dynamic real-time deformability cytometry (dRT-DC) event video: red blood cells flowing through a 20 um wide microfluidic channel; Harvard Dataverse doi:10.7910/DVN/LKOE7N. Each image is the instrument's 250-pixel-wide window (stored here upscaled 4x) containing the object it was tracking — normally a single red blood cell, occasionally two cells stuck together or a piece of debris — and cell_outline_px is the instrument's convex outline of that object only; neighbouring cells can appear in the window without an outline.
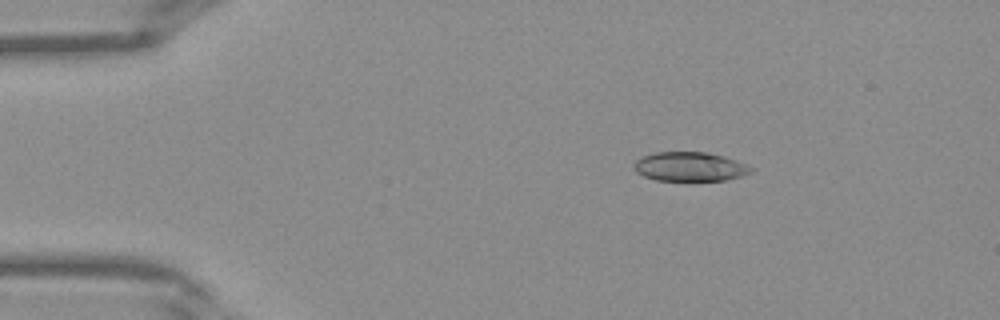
{"species": "Egyptian fruit bat (a non-hibernating species)", "species_latin": "Rousettus aegyptiacus", "temperature_condition": "warm", "stored_images_in_passage": 41, "camera_frame_rate_fps": 3000, "um_per_image_px": 0.085, "frame": {"image": 1, "passage_image": 7, "time_ms": 2.0, "image_size_px": [1000, 320], "cell_outline_px": [[752, 172], [740, 176], [724, 180], [656, 180], [644, 176], [636, 172], [632, 164], [636, 160], [644, 156], [656, 152], [704, 152], [724, 156], [736, 160], [752, 168]], "centroid_in_image_um": [58.6, 14.16], "position_along_channel_um": 26.4, "area_um2": 19.65}}
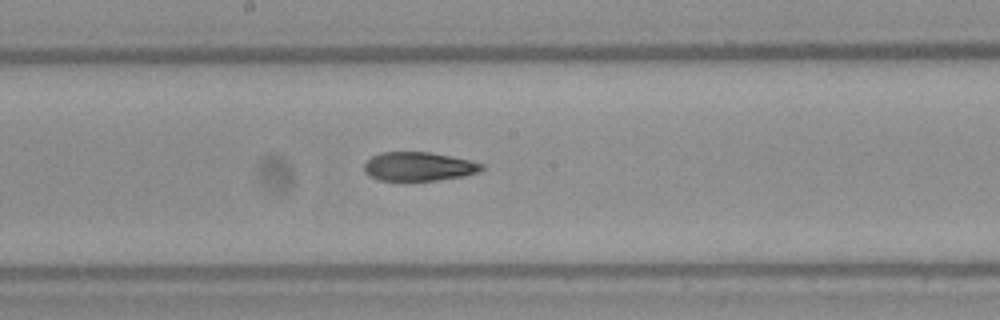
{"frame": {"image": 2, "passage_image": 22, "time_ms": 7.0, "image_size_px": [1000, 320], "cell_outline_px": [[484, 168], [480, 172], [464, 176], [436, 180], [380, 180], [368, 176], [364, 172], [364, 164], [372, 156], [380, 152], [428, 152], [468, 160], [484, 164]], "centroid_in_image_um": [35.57, 14.15], "position_along_channel_um": 212.6, "area_um2": 19.65}}
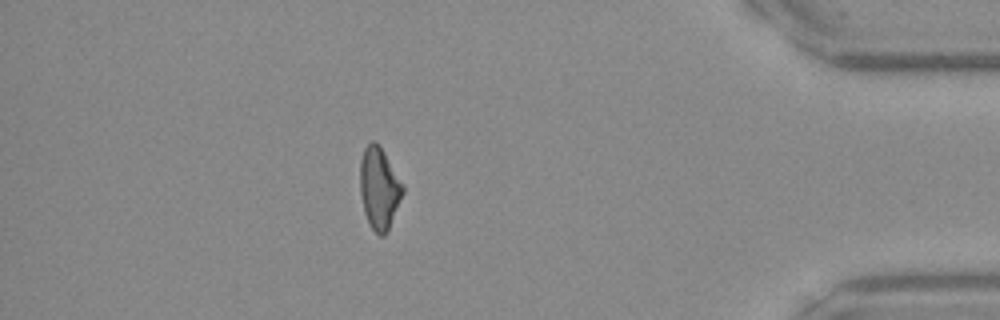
{"frame": {"image": 3, "passage_image": 36, "time_ms": 11.667, "image_size_px": [1000, 320], "cell_outline_px": [[404, 192], [388, 228], [384, 236], [380, 236], [372, 228], [364, 212], [360, 192], [360, 160], [364, 148], [372, 140], [384, 152], [404, 184]], "centroid_in_image_um": [32.23, 15.98], "position_along_channel_um": 403.0, "area_um2": 20.06}}